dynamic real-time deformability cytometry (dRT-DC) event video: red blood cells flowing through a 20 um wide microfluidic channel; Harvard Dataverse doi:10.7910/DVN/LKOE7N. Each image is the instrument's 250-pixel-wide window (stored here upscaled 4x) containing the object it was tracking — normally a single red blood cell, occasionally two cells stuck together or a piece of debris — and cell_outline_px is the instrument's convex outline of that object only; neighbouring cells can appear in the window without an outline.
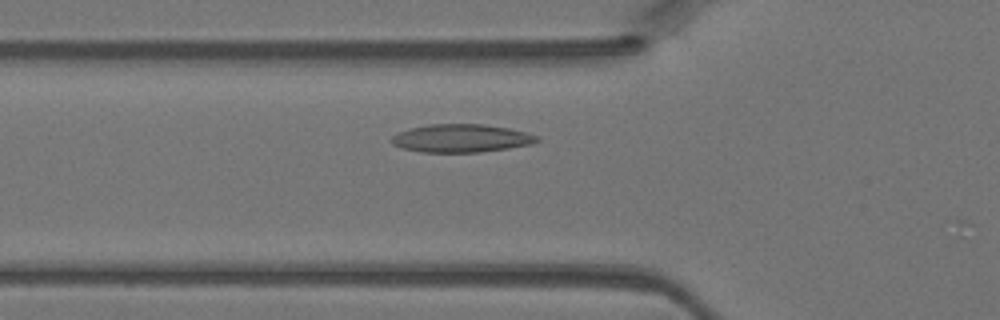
{"species": "Egyptian fruit bat (a non-hibernating species)", "species_latin": "Rousettus aegyptiacus", "temperature_condition": "warm", "stored_images_in_passage": 37, "camera_frame_rate_fps": 3000, "um_per_image_px": 0.085, "animal": {"sex": "female"}, "frame": {"image": 1, "passage_image": 11, "time_ms": 3.333, "image_size_px": [1000, 320], "cell_outline_px": [[540, 140], [532, 144], [508, 148], [480, 152], [424, 152], [404, 148], [392, 144], [392, 136], [400, 132], [412, 128], [428, 124], [484, 124], [508, 128], [540, 136]], "centroid_in_image_um": [39.25, 11.75], "position_along_channel_um": 86.6, "area_um2": 23.58}}
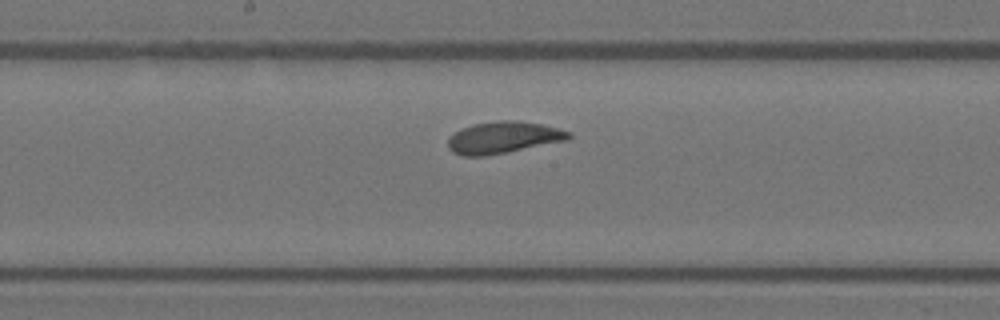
{"frame": {"image": 2, "passage_image": 19, "time_ms": 6.0, "image_size_px": [1000, 320], "cell_outline_px": [[572, 136], [568, 140], [508, 152], [484, 156], [460, 156], [452, 152], [448, 148], [448, 140], [460, 128], [472, 124], [500, 120], [516, 120], [540, 124], [572, 132]], "centroid_in_image_um": [42.77, 11.69], "position_along_channel_um": 205.4, "area_um2": 22.43}}
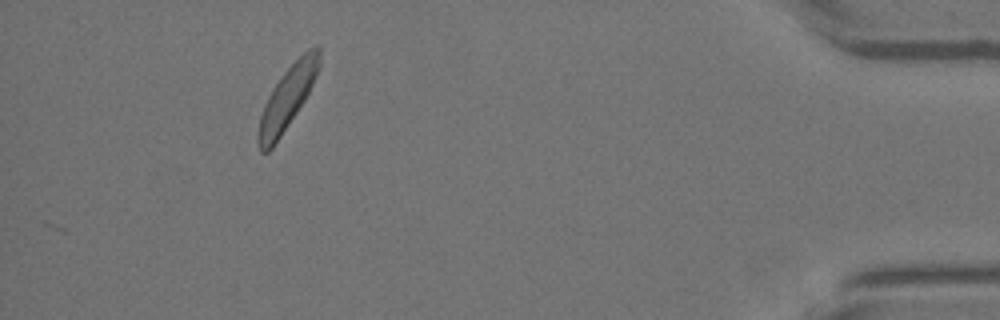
{"frame": {"image": 3, "passage_image": 37, "time_ms": 12.0, "image_size_px": [1000, 320], "cell_outline_px": [[320, 68], [304, 100], [272, 148], [268, 152], [260, 152], [256, 140], [256, 136], [260, 116], [264, 104], [272, 88], [284, 72], [308, 48], [316, 44], [320, 44]], "centroid_in_image_um": [24.41, 8.31], "position_along_channel_um": 410.8, "area_um2": 22.08}}